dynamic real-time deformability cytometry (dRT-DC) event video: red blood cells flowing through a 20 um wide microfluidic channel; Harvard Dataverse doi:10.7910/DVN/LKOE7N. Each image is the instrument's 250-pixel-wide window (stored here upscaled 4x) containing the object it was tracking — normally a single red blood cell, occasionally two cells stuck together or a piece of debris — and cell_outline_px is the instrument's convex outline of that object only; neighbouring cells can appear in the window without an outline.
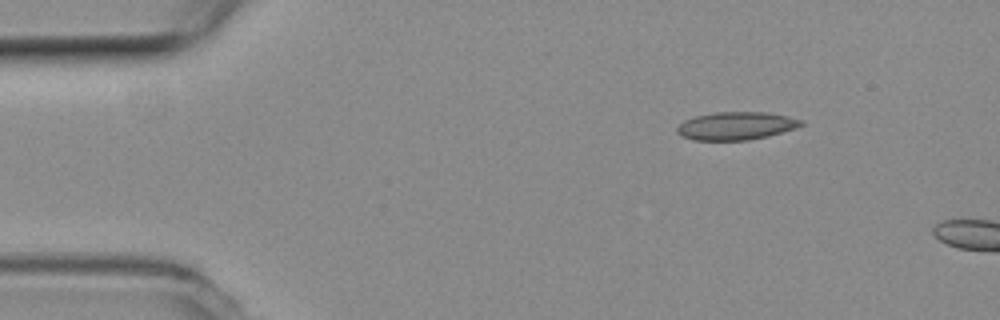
{"species": "common noctule bat (a hibernating species)", "species_latin": "Nyctalus noctula", "temperature_condition": "room temperature", "stored_images_in_passage": 2, "camera_frame_rate_fps": 3000, "um_per_image_px": 0.085, "animal": {"sex": "female", "body_mass_g": 19.3, "forearm_length_mm": 54.1}, "frame": {"image": 1, "passage_image": 1, "time_ms": 0.0, "image_size_px": [1000, 320], "cell_outline_px": [[804, 124], [796, 128], [768, 136], [748, 140], [692, 140], [680, 136], [676, 132], [676, 128], [684, 120], [696, 116], [716, 112], [768, 112], [788, 116], [804, 120]], "centroid_in_image_um": [62.57, 10.7], "position_along_channel_um": 22.4, "area_um2": 20.35}}